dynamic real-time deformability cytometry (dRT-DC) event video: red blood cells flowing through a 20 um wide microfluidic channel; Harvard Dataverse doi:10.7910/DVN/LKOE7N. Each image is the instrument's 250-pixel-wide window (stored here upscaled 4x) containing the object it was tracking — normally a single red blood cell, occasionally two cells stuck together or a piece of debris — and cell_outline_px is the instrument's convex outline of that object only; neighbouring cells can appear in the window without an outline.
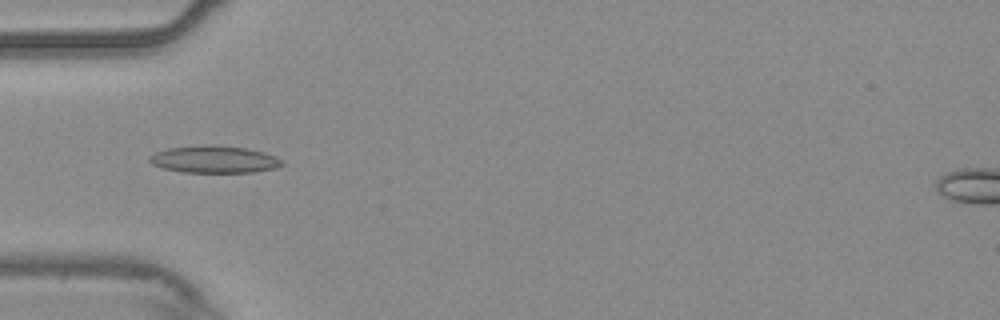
{"species": "common noctule bat (a hibernating species)", "species_latin": "Nyctalus noctula", "temperature_condition": "warm", "stored_images_in_passage": 54, "camera_frame_rate_fps": 3000, "um_per_image_px": 0.085, "animal": {"sex": "male", "body_mass_g": 20.4}, "frame": {"image": 1, "passage_image": 17, "time_ms": 5.333, "image_size_px": [1000, 320], "cell_outline_px": [[284, 164], [276, 168], [252, 172], [180, 172], [160, 168], [152, 164], [148, 160], [148, 156], [156, 152], [168, 148], [212, 144], [216, 144], [244, 148], [264, 152], [284, 160]], "centroid_in_image_um": [18.19, 13.55], "position_along_channel_um": 66.8, "area_um2": 21.15}}
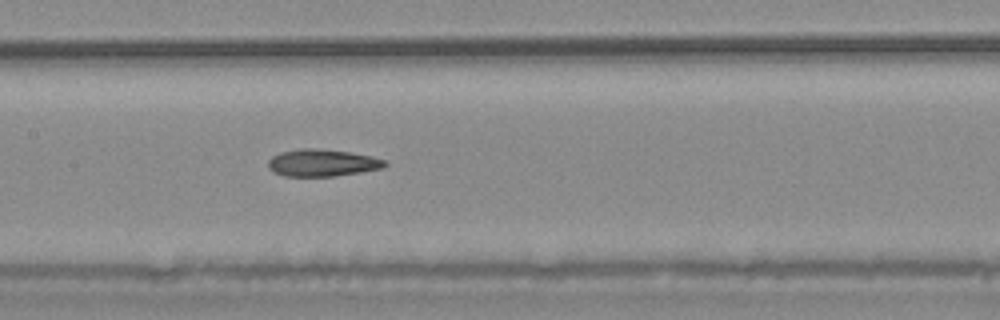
{"frame": {"image": 2, "passage_image": 26, "time_ms": 8.333, "image_size_px": [1000, 320], "cell_outline_px": [[388, 164], [384, 168], [360, 172], [332, 176], [284, 176], [272, 172], [268, 168], [268, 160], [272, 156], [280, 152], [300, 148], [312, 148], [348, 152], [368, 156], [384, 160]], "centroid_in_image_um": [27.33, 13.84], "position_along_channel_um": 180.1, "area_um2": 18.32}}
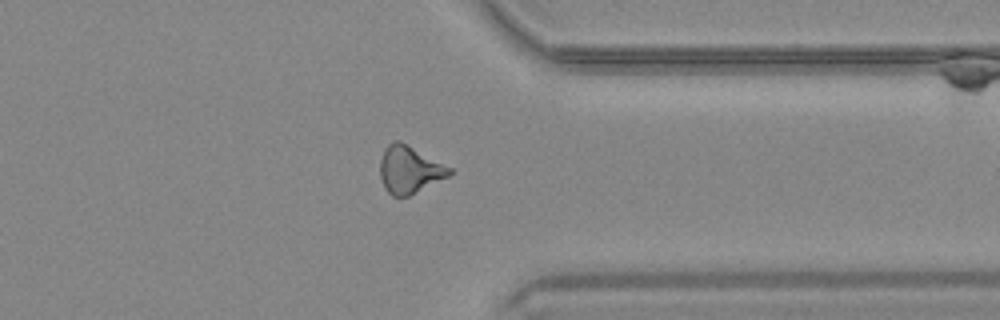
{"frame": {"image": 3, "passage_image": 42, "time_ms": 13.667, "image_size_px": [1000, 320], "cell_outline_px": [[452, 172], [448, 176], [408, 196], [392, 196], [384, 188], [380, 176], [380, 160], [384, 148], [388, 144], [396, 140], [400, 140], [452, 168]], "centroid_in_image_um": [34.77, 14.4], "position_along_channel_um": 376.6, "area_um2": 19.02}, "authors_computed_cell_mechanics": {"area_um2": 18.9006, "velocity_mm_per_s": 3.7589, "shape_relaxation_time_tau1_ms": null, "shape_relaxation_time_tau2_ms": 5.4955, "deformation_change_tau1": null, "deformation_change_tau2": 0.1573}}